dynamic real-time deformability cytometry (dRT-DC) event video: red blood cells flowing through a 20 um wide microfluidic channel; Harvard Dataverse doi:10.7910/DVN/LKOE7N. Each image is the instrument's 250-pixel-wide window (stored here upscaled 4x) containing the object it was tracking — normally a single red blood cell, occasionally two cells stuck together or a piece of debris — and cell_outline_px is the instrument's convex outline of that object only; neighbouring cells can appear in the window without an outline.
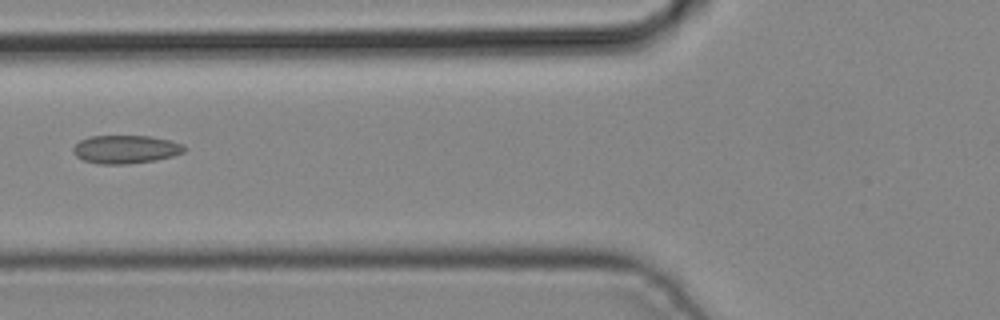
{"species": "common noctule bat (a hibernating species)", "species_latin": "Nyctalus noctula", "temperature_condition": "cold", "stored_images_in_passage": 5, "camera_frame_rate_fps": 3000, "um_per_image_px": 0.085, "animal": {"sex": "male", "body_mass_g": 19.2, "forearm_length_mm": 51.8}, "frame": {"image": 1, "passage_image": 5, "time_ms": 1.333, "image_size_px": [1000, 320], "cell_outline_px": [[188, 148], [184, 152], [172, 156], [156, 160], [128, 164], [96, 164], [84, 160], [76, 156], [72, 152], [72, 148], [80, 140], [88, 136], [148, 136], [168, 140], [184, 144]], "centroid_in_image_um": [10.67, 12.69], "position_along_channel_um": 115.1, "area_um2": 18.44}}